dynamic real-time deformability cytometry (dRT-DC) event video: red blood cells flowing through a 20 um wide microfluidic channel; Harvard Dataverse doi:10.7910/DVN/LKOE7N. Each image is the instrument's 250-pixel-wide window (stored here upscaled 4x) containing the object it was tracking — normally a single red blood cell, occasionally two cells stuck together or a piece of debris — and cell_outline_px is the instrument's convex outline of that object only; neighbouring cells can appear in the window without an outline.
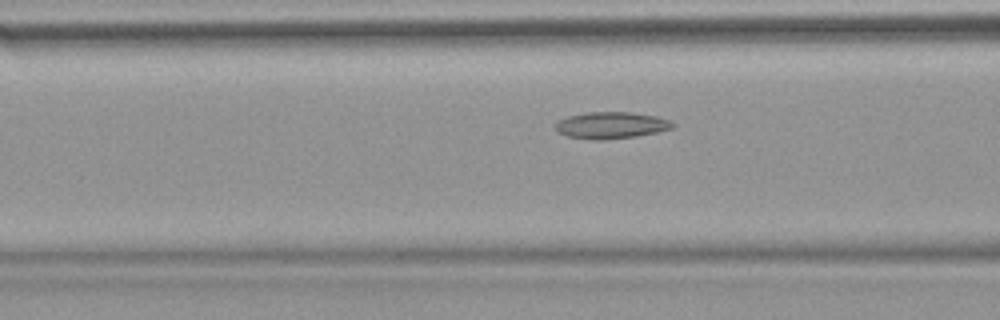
{"species": "common noctule bat (a hibernating species)", "species_latin": "Nyctalus noctula", "temperature_condition": "warm", "stored_images_in_passage": 50, "camera_frame_rate_fps": 3000, "um_per_image_px": 0.085, "animal": {"sex": "female", "body_mass_g": 18.4}, "frame": {"image": 1, "passage_image": 19, "time_ms": 6.0, "image_size_px": [1000, 320], "cell_outline_px": [[676, 124], [672, 128], [656, 132], [636, 136], [604, 140], [592, 140], [568, 136], [556, 132], [552, 128], [556, 120], [568, 116], [588, 112], [632, 112], [656, 116], [668, 120]], "centroid_in_image_um": [51.87, 10.65], "position_along_channel_um": 114.7, "area_um2": 18.44}}
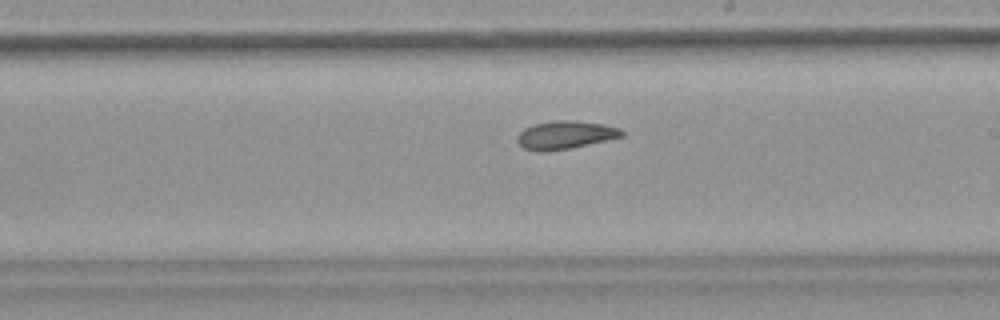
{"frame": {"image": 2, "passage_image": 29, "time_ms": 9.333, "image_size_px": [1000, 320], "cell_outline_px": [[624, 136], [572, 148], [548, 152], [536, 152], [524, 148], [516, 140], [516, 136], [524, 128], [536, 124], [552, 120], [576, 120], [604, 124], [620, 128], [624, 132]], "centroid_in_image_um": [48.04, 11.48], "position_along_channel_um": 241.0, "area_um2": 17.4}}
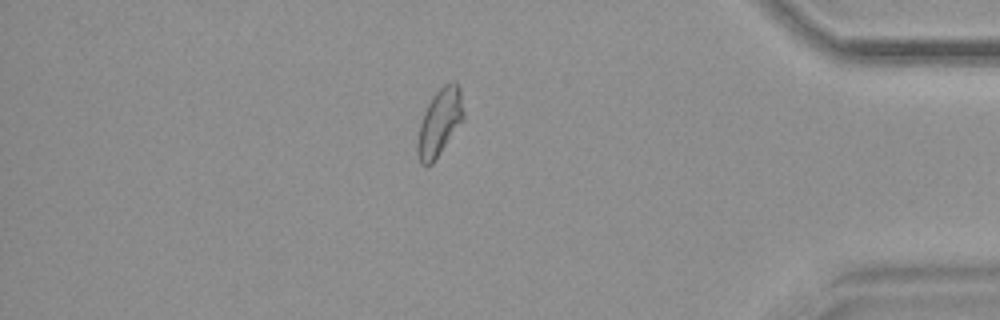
{"frame": {"image": 3, "passage_image": 44, "time_ms": 14.333, "image_size_px": [1000, 320], "cell_outline_px": [[464, 120], [432, 164], [420, 164], [416, 156], [416, 140], [420, 124], [424, 112], [432, 96], [444, 84], [452, 80], [456, 80], [460, 88], [464, 112]], "centroid_in_image_um": [37.36, 10.39], "position_along_channel_um": 397.8, "area_um2": 18.26}}